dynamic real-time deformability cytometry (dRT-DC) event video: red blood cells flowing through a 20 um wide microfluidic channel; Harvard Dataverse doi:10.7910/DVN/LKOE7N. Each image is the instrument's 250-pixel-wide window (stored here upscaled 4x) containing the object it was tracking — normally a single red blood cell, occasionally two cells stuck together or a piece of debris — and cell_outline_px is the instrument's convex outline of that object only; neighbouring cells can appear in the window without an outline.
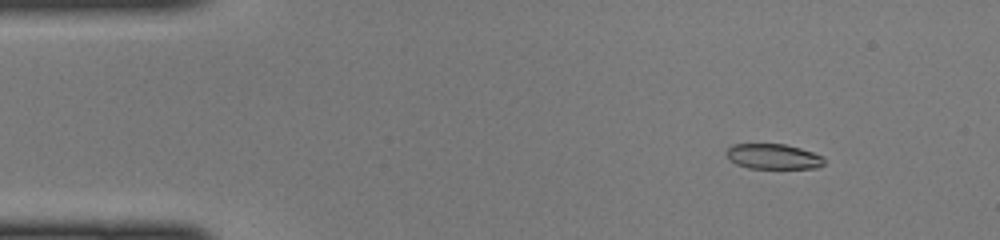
{"species": "common noctule bat (a hibernating species)", "species_latin": "Nyctalus noctula", "temperature_condition": "cold", "stored_images_in_passage": 47, "camera_frame_rate_fps": 3000, "um_per_image_px": 0.085, "animal": {"sex": "female", "body_mass_g": 22.0, "forearm_length_mm": 56.7}, "frame": {"image": 1, "passage_image": 6, "time_ms": 1.667, "image_size_px": [1000, 240], "cell_outline_px": [[824, 164], [816, 168], [748, 168], [736, 164], [728, 160], [724, 152], [732, 144], [784, 144], [800, 148], [824, 156]], "centroid_in_image_um": [65.69, 13.3], "position_along_channel_um": 19.3, "area_um2": 14.51}}
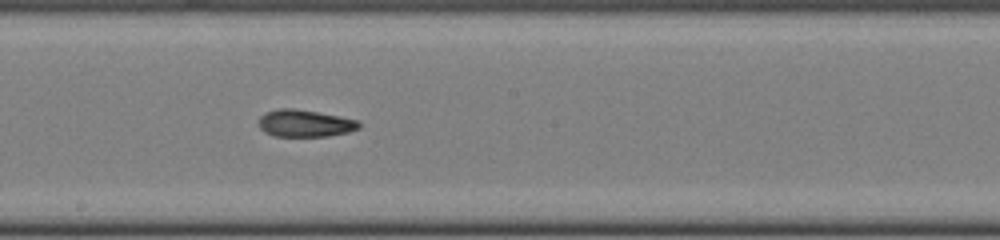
{"frame": {"image": 2, "passage_image": 26, "time_ms": 8.333, "image_size_px": [1000, 240], "cell_outline_px": [[360, 128], [348, 132], [328, 136], [272, 136], [264, 132], [260, 128], [260, 116], [264, 112], [280, 108], [292, 108], [340, 116], [360, 120]], "centroid_in_image_um": [25.93, 10.48], "position_along_channel_um": 222.3, "area_um2": 15.9}}
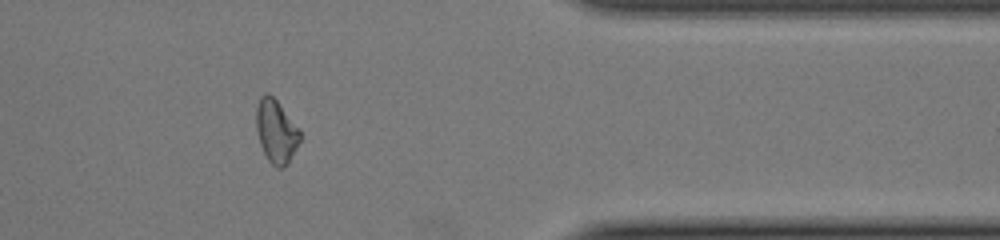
{"frame": {"image": 3, "passage_image": 39, "time_ms": 12.667, "image_size_px": [1000, 240], "cell_outline_px": [[300, 140], [288, 164], [284, 168], [276, 168], [268, 160], [260, 144], [256, 128], [256, 108], [260, 96], [264, 92], [268, 92], [276, 100], [300, 132]], "centroid_in_image_um": [23.44, 11.18], "position_along_channel_um": 388.0, "area_um2": 15.9}}